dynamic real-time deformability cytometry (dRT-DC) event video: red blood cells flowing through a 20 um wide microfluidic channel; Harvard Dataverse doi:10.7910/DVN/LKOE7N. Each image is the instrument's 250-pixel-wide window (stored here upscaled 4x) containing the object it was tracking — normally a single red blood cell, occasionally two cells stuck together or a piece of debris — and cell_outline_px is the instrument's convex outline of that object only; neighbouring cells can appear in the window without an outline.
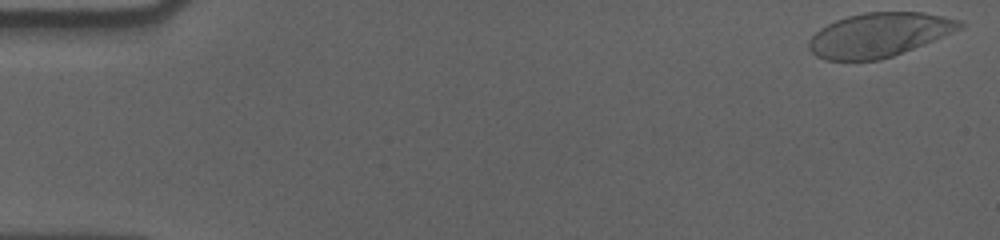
{"species": "human", "species_latin": "Homo sapiens", "temperature_condition": "cold", "stored_images_in_passage": 57, "camera_frame_rate_fps": 3000, "um_per_image_px": 0.085, "donor": {"sex": "male"}, "frame": {"image": 1, "passage_image": 1, "time_ms": 0.0, "image_size_px": [1000, 240], "cell_outline_px": [[964, 28], [892, 56], [880, 60], [824, 60], [816, 56], [808, 48], [808, 40], [820, 28], [836, 20], [848, 16], [864, 12], [924, 12], [944, 16], [960, 20], [964, 24]], "centroid_in_image_um": [74.71, 2.96], "position_along_channel_um": 10.3, "area_um2": 38.67}}
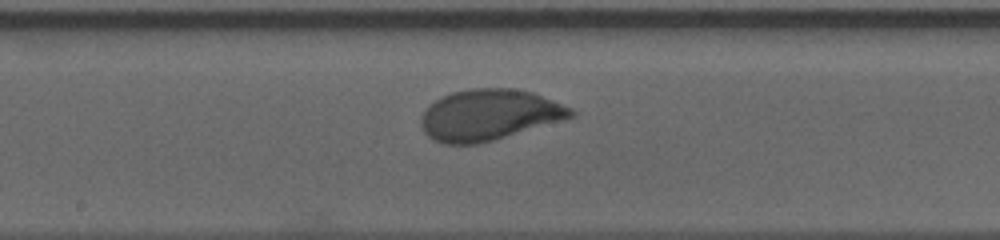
{"frame": {"image": 2, "passage_image": 30, "time_ms": 9.667, "image_size_px": [1000, 240], "cell_outline_px": [[576, 116], [480, 144], [444, 144], [432, 140], [424, 132], [420, 124], [420, 116], [424, 108], [428, 104], [440, 96], [452, 92], [468, 88], [516, 88], [532, 92], [572, 108], [576, 112]], "centroid_in_image_um": [41.51, 9.76], "position_along_channel_um": 206.7, "area_um2": 44.97}}
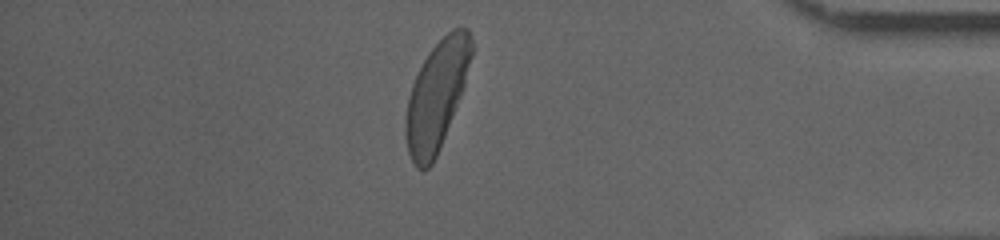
{"frame": {"image": 3, "passage_image": 49, "time_ms": 16.0, "image_size_px": [1000, 240], "cell_outline_px": [[472, 56], [464, 84], [460, 96], [440, 148], [432, 164], [424, 172], [416, 168], [408, 152], [404, 132], [404, 120], [408, 96], [412, 84], [428, 52], [452, 28], [468, 28], [472, 40]], "centroid_in_image_um": [37.08, 8.15], "position_along_channel_um": 398.1, "area_um2": 41.44}, "authors_computed_cell_mechanics": {"area_um2": 42.7142, "velocity_mm_per_s": 3.531, "shape_relaxation_time_tau1_ms": 2.8458, "shape_relaxation_time_tau2_ms": null, "deformation_change_tau1": 0.1645, "deformation_change_tau2": null}}